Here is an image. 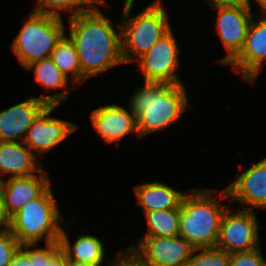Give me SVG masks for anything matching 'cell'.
<instances>
[{"instance_id":"6da1fadb","label":"cell","mask_w":266,"mask_h":266,"mask_svg":"<svg viewBox=\"0 0 266 266\" xmlns=\"http://www.w3.org/2000/svg\"><path fill=\"white\" fill-rule=\"evenodd\" d=\"M97 7L69 16V38L75 45L81 73L86 79L124 64L120 23L117 32Z\"/></svg>"},{"instance_id":"7a4b0ae2","label":"cell","mask_w":266,"mask_h":266,"mask_svg":"<svg viewBox=\"0 0 266 266\" xmlns=\"http://www.w3.org/2000/svg\"><path fill=\"white\" fill-rule=\"evenodd\" d=\"M184 84L145 81L131 96L129 107L137 119L138 137L161 131L190 108Z\"/></svg>"},{"instance_id":"3957f363","label":"cell","mask_w":266,"mask_h":266,"mask_svg":"<svg viewBox=\"0 0 266 266\" xmlns=\"http://www.w3.org/2000/svg\"><path fill=\"white\" fill-rule=\"evenodd\" d=\"M226 209L213 195V190L186 192L180 205L179 235L194 248L215 247Z\"/></svg>"},{"instance_id":"277c9868","label":"cell","mask_w":266,"mask_h":266,"mask_svg":"<svg viewBox=\"0 0 266 266\" xmlns=\"http://www.w3.org/2000/svg\"><path fill=\"white\" fill-rule=\"evenodd\" d=\"M134 2L125 0L120 23L124 63L137 62L140 56L171 30L169 15L161 0H155L138 15L130 17Z\"/></svg>"},{"instance_id":"5b68a950","label":"cell","mask_w":266,"mask_h":266,"mask_svg":"<svg viewBox=\"0 0 266 266\" xmlns=\"http://www.w3.org/2000/svg\"><path fill=\"white\" fill-rule=\"evenodd\" d=\"M61 218L62 213L59 212L49 187L41 196L29 201L10 217L9 231L21 245H36L44 237L46 244L59 242Z\"/></svg>"},{"instance_id":"8992f818","label":"cell","mask_w":266,"mask_h":266,"mask_svg":"<svg viewBox=\"0 0 266 266\" xmlns=\"http://www.w3.org/2000/svg\"><path fill=\"white\" fill-rule=\"evenodd\" d=\"M64 28L62 17L33 11L11 44L21 66L49 58L66 34Z\"/></svg>"},{"instance_id":"52a82bcc","label":"cell","mask_w":266,"mask_h":266,"mask_svg":"<svg viewBox=\"0 0 266 266\" xmlns=\"http://www.w3.org/2000/svg\"><path fill=\"white\" fill-rule=\"evenodd\" d=\"M194 247L183 237H142L125 256L135 266H186Z\"/></svg>"},{"instance_id":"ba28073f","label":"cell","mask_w":266,"mask_h":266,"mask_svg":"<svg viewBox=\"0 0 266 266\" xmlns=\"http://www.w3.org/2000/svg\"><path fill=\"white\" fill-rule=\"evenodd\" d=\"M256 214L249 209L232 212L227 208L221 218L215 247L230 254L258 248L260 229Z\"/></svg>"},{"instance_id":"9c48e42d","label":"cell","mask_w":266,"mask_h":266,"mask_svg":"<svg viewBox=\"0 0 266 266\" xmlns=\"http://www.w3.org/2000/svg\"><path fill=\"white\" fill-rule=\"evenodd\" d=\"M180 47L170 30L137 61L144 80L163 84H182L176 69L179 67Z\"/></svg>"},{"instance_id":"30bf717a","label":"cell","mask_w":266,"mask_h":266,"mask_svg":"<svg viewBox=\"0 0 266 266\" xmlns=\"http://www.w3.org/2000/svg\"><path fill=\"white\" fill-rule=\"evenodd\" d=\"M208 4L213 10H218L216 28L227 55L217 62L226 65L242 49L254 14L243 5Z\"/></svg>"},{"instance_id":"8fae6325","label":"cell","mask_w":266,"mask_h":266,"mask_svg":"<svg viewBox=\"0 0 266 266\" xmlns=\"http://www.w3.org/2000/svg\"><path fill=\"white\" fill-rule=\"evenodd\" d=\"M58 106L48 104L34 119L27 131L23 143L32 152H36V155L55 148L78 128L72 122L50 116Z\"/></svg>"},{"instance_id":"7c38bea8","label":"cell","mask_w":266,"mask_h":266,"mask_svg":"<svg viewBox=\"0 0 266 266\" xmlns=\"http://www.w3.org/2000/svg\"><path fill=\"white\" fill-rule=\"evenodd\" d=\"M256 22L253 17L244 45L240 52L227 64L242 73L244 81L254 83L266 59V13Z\"/></svg>"},{"instance_id":"4fadbf2b","label":"cell","mask_w":266,"mask_h":266,"mask_svg":"<svg viewBox=\"0 0 266 266\" xmlns=\"http://www.w3.org/2000/svg\"><path fill=\"white\" fill-rule=\"evenodd\" d=\"M251 165L221 191V199L231 198L246 205L243 209L254 211V207L266 208V157Z\"/></svg>"},{"instance_id":"5bb4252c","label":"cell","mask_w":266,"mask_h":266,"mask_svg":"<svg viewBox=\"0 0 266 266\" xmlns=\"http://www.w3.org/2000/svg\"><path fill=\"white\" fill-rule=\"evenodd\" d=\"M91 122L97 133L108 144L121 141L127 134L137 131V119L130 107L125 108L117 104L100 106L90 113Z\"/></svg>"},{"instance_id":"9a60e30c","label":"cell","mask_w":266,"mask_h":266,"mask_svg":"<svg viewBox=\"0 0 266 266\" xmlns=\"http://www.w3.org/2000/svg\"><path fill=\"white\" fill-rule=\"evenodd\" d=\"M50 187L49 176L44 168L38 175L14 177L2 181L1 197L9 217L15 214L29 201L41 196Z\"/></svg>"},{"instance_id":"2e32d148","label":"cell","mask_w":266,"mask_h":266,"mask_svg":"<svg viewBox=\"0 0 266 266\" xmlns=\"http://www.w3.org/2000/svg\"><path fill=\"white\" fill-rule=\"evenodd\" d=\"M47 105L40 97L31 96L0 111V141L23 142L34 119Z\"/></svg>"},{"instance_id":"e0dca14e","label":"cell","mask_w":266,"mask_h":266,"mask_svg":"<svg viewBox=\"0 0 266 266\" xmlns=\"http://www.w3.org/2000/svg\"><path fill=\"white\" fill-rule=\"evenodd\" d=\"M36 155L22 141H0V175L11 178L35 175L43 168Z\"/></svg>"},{"instance_id":"ac0fdd59","label":"cell","mask_w":266,"mask_h":266,"mask_svg":"<svg viewBox=\"0 0 266 266\" xmlns=\"http://www.w3.org/2000/svg\"><path fill=\"white\" fill-rule=\"evenodd\" d=\"M137 204L142 206L143 212L180 208L186 192L174 190L165 183L155 181L144 183L134 187Z\"/></svg>"},{"instance_id":"d6986e66","label":"cell","mask_w":266,"mask_h":266,"mask_svg":"<svg viewBox=\"0 0 266 266\" xmlns=\"http://www.w3.org/2000/svg\"><path fill=\"white\" fill-rule=\"evenodd\" d=\"M33 69L34 81L46 88V93L40 98L47 104L60 105L68 97L67 95L72 88L52 95H48L47 91L49 89L68 88L69 79L54 65L50 58L35 61L25 68L27 71Z\"/></svg>"},{"instance_id":"ffe728a7","label":"cell","mask_w":266,"mask_h":266,"mask_svg":"<svg viewBox=\"0 0 266 266\" xmlns=\"http://www.w3.org/2000/svg\"><path fill=\"white\" fill-rule=\"evenodd\" d=\"M59 243L61 250L65 253L68 260L88 263L101 266L105 261V248L103 242L93 235L81 234L74 244L70 245L68 235L62 228Z\"/></svg>"},{"instance_id":"44dd1931","label":"cell","mask_w":266,"mask_h":266,"mask_svg":"<svg viewBox=\"0 0 266 266\" xmlns=\"http://www.w3.org/2000/svg\"><path fill=\"white\" fill-rule=\"evenodd\" d=\"M49 58L67 78L71 74L69 76L75 84L86 81L81 73L75 45L66 34L57 43Z\"/></svg>"},{"instance_id":"7402d4cb","label":"cell","mask_w":266,"mask_h":266,"mask_svg":"<svg viewBox=\"0 0 266 266\" xmlns=\"http://www.w3.org/2000/svg\"><path fill=\"white\" fill-rule=\"evenodd\" d=\"M147 218V233L143 237L179 236L180 208L143 212Z\"/></svg>"},{"instance_id":"603a6c76","label":"cell","mask_w":266,"mask_h":266,"mask_svg":"<svg viewBox=\"0 0 266 266\" xmlns=\"http://www.w3.org/2000/svg\"><path fill=\"white\" fill-rule=\"evenodd\" d=\"M104 5V0H37L34 12L63 17L60 11L69 12L70 16L92 10L96 5Z\"/></svg>"},{"instance_id":"cb8c5ba5","label":"cell","mask_w":266,"mask_h":266,"mask_svg":"<svg viewBox=\"0 0 266 266\" xmlns=\"http://www.w3.org/2000/svg\"><path fill=\"white\" fill-rule=\"evenodd\" d=\"M229 264L230 253L217 247H207L194 248L186 266H229Z\"/></svg>"},{"instance_id":"d4e9b609","label":"cell","mask_w":266,"mask_h":266,"mask_svg":"<svg viewBox=\"0 0 266 266\" xmlns=\"http://www.w3.org/2000/svg\"><path fill=\"white\" fill-rule=\"evenodd\" d=\"M35 244H28V256L32 266H45L49 260L61 249L59 242L46 244L44 248H31Z\"/></svg>"},{"instance_id":"484cf974","label":"cell","mask_w":266,"mask_h":266,"mask_svg":"<svg viewBox=\"0 0 266 266\" xmlns=\"http://www.w3.org/2000/svg\"><path fill=\"white\" fill-rule=\"evenodd\" d=\"M229 266H266V260L263 259L260 247L230 254Z\"/></svg>"},{"instance_id":"4316f807","label":"cell","mask_w":266,"mask_h":266,"mask_svg":"<svg viewBox=\"0 0 266 266\" xmlns=\"http://www.w3.org/2000/svg\"><path fill=\"white\" fill-rule=\"evenodd\" d=\"M21 244L9 230L0 231V266H7Z\"/></svg>"},{"instance_id":"83f0119b","label":"cell","mask_w":266,"mask_h":266,"mask_svg":"<svg viewBox=\"0 0 266 266\" xmlns=\"http://www.w3.org/2000/svg\"><path fill=\"white\" fill-rule=\"evenodd\" d=\"M7 266H32L28 256V244L18 247Z\"/></svg>"},{"instance_id":"f1b7e54d","label":"cell","mask_w":266,"mask_h":266,"mask_svg":"<svg viewBox=\"0 0 266 266\" xmlns=\"http://www.w3.org/2000/svg\"><path fill=\"white\" fill-rule=\"evenodd\" d=\"M45 266H67V257L60 249Z\"/></svg>"},{"instance_id":"f546056e","label":"cell","mask_w":266,"mask_h":266,"mask_svg":"<svg viewBox=\"0 0 266 266\" xmlns=\"http://www.w3.org/2000/svg\"><path fill=\"white\" fill-rule=\"evenodd\" d=\"M10 217L7 215L0 194V231L9 230ZM4 227V228H1Z\"/></svg>"},{"instance_id":"4dcf8cb0","label":"cell","mask_w":266,"mask_h":266,"mask_svg":"<svg viewBox=\"0 0 266 266\" xmlns=\"http://www.w3.org/2000/svg\"><path fill=\"white\" fill-rule=\"evenodd\" d=\"M109 266H135L126 256L125 252L118 253L113 261H108Z\"/></svg>"},{"instance_id":"1f68e13d","label":"cell","mask_w":266,"mask_h":266,"mask_svg":"<svg viewBox=\"0 0 266 266\" xmlns=\"http://www.w3.org/2000/svg\"><path fill=\"white\" fill-rule=\"evenodd\" d=\"M208 3L243 5L249 7V0H206Z\"/></svg>"},{"instance_id":"d6a6232c","label":"cell","mask_w":266,"mask_h":266,"mask_svg":"<svg viewBox=\"0 0 266 266\" xmlns=\"http://www.w3.org/2000/svg\"><path fill=\"white\" fill-rule=\"evenodd\" d=\"M67 266H99V265L82 263V262H76V261L68 260L67 259Z\"/></svg>"},{"instance_id":"836d02e7","label":"cell","mask_w":266,"mask_h":266,"mask_svg":"<svg viewBox=\"0 0 266 266\" xmlns=\"http://www.w3.org/2000/svg\"><path fill=\"white\" fill-rule=\"evenodd\" d=\"M260 5V8H262V13H266V0H255ZM249 8L251 9V2L249 0Z\"/></svg>"},{"instance_id":"e575fe53","label":"cell","mask_w":266,"mask_h":266,"mask_svg":"<svg viewBox=\"0 0 266 266\" xmlns=\"http://www.w3.org/2000/svg\"><path fill=\"white\" fill-rule=\"evenodd\" d=\"M2 181L3 179L0 177V191H1Z\"/></svg>"}]
</instances>
